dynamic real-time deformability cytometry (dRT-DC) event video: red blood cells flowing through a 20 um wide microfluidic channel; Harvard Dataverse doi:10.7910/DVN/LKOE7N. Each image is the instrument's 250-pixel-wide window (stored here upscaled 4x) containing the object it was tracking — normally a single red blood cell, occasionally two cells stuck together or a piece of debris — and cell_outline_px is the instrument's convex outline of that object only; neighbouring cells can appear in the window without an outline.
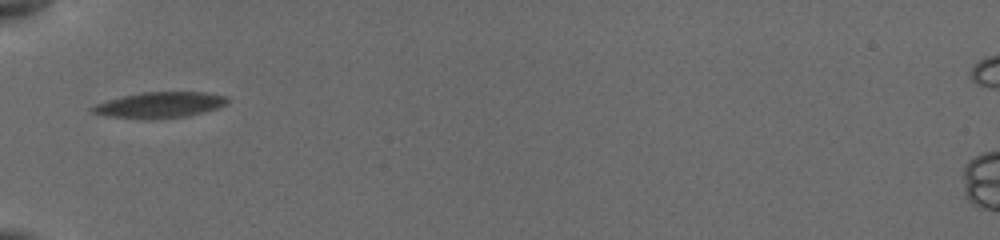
{"species": "common noctule bat (a hibernating species)", "species_latin": "Nyctalus noctula", "temperature_condition": "cold", "stored_images_in_passage": 10, "camera_frame_rate_fps": 3000, "um_per_image_px": 0.085, "animal": {"sex": "female", "body_mass_g": 19.5, "forearm_length_mm": 54.1}, "frame": {"image": 1, "passage_image": 1, "time_ms": 0.0, "image_size_px": [1000, 240], "cell_outline_px": [[228, 100], [224, 104], [216, 108], [184, 116], [148, 120], [144, 120], [108, 116], [92, 112], [92, 108], [96, 104], [108, 100], [124, 96], [144, 92], [200, 92], [224, 96]], "centroid_in_image_um": [13.52, 8.93], "position_along_channel_um": 71.5, "area_um2": 19.83}}
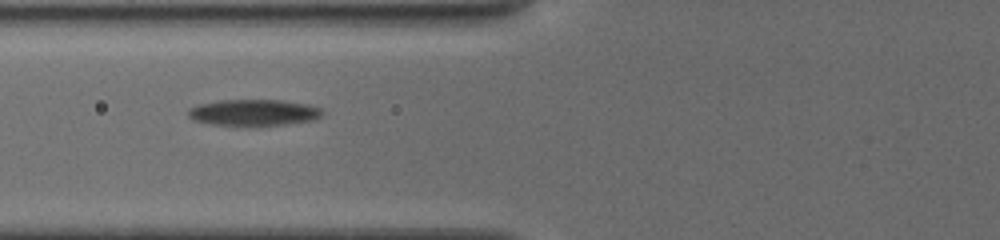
{"frame": {"image": 2, "passage_image": 9, "time_ms": 1.0, "image_size_px": [1000, 240], "cell_outline_px": [[320, 116], [308, 120], [284, 124], [212, 124], [192, 120], [188, 116], [188, 108], [200, 104], [216, 100], [280, 100], [304, 104], [320, 108]], "centroid_in_image_um": [21.45, 9.54], "position_along_channel_um": 104.4, "area_um2": 19.77}}